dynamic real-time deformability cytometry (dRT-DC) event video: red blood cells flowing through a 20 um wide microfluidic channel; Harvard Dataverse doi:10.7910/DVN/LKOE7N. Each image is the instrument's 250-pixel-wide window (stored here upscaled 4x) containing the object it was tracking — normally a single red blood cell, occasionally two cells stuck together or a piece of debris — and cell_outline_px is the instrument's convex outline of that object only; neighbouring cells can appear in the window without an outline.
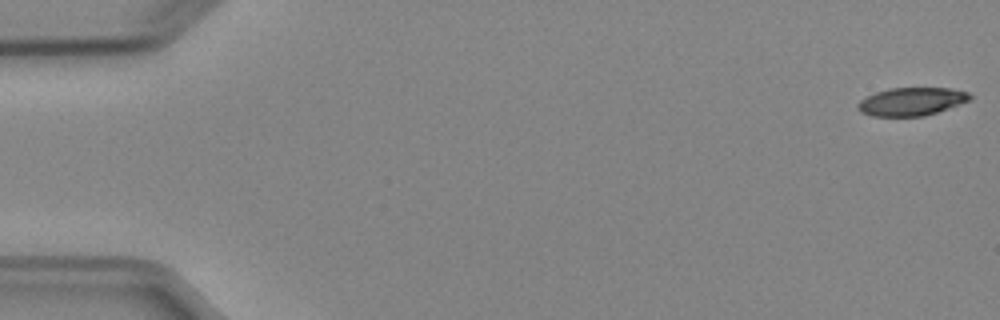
{"species": "Egyptian fruit bat (a non-hibernating species)", "species_latin": "Rousettus aegyptiacus", "temperature_condition": "cold", "stored_images_in_passage": 8, "camera_frame_rate_fps": 3000, "um_per_image_px": 0.085, "animal": {"sex": "female"}, "frame": {"image": 1, "passage_image": 1, "time_ms": 0.0, "image_size_px": [1000, 320], "cell_outline_px": [[972, 100], [924, 116], [872, 116], [860, 112], [856, 108], [856, 104], [860, 100], [876, 92], [888, 88], [948, 88], [968, 92], [972, 96]], "centroid_in_image_um": [77.46, 8.63], "position_along_channel_um": 7.5, "area_um2": 18.38}}